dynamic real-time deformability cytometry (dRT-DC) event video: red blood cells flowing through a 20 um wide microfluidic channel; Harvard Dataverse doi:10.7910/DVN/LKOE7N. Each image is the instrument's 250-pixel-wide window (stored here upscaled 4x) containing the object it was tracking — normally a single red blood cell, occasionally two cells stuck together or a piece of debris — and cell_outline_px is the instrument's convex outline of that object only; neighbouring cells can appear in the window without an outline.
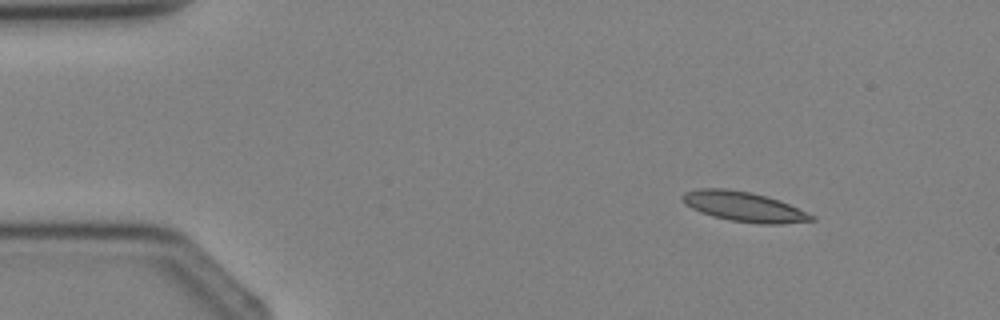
{"species": "Egyptian fruit bat (a non-hibernating species)", "species_latin": "Rousettus aegyptiacus", "temperature_condition": "cold", "stored_images_in_passage": 2, "camera_frame_rate_fps": 3000, "um_per_image_px": 0.085, "animal": {"sex": "female"}, "frame": {"image": 1, "passage_image": 1, "time_ms": 0.0, "image_size_px": [1000, 320], "cell_outline_px": [[816, 220], [780, 224], [760, 224], [732, 220], [712, 216], [700, 212], [684, 204], [680, 196], [684, 192], [700, 188], [728, 188], [752, 192], [780, 200], [816, 216]], "centroid_in_image_um": [63.22, 17.55], "position_along_channel_um": 21.8, "area_um2": 22.6}}